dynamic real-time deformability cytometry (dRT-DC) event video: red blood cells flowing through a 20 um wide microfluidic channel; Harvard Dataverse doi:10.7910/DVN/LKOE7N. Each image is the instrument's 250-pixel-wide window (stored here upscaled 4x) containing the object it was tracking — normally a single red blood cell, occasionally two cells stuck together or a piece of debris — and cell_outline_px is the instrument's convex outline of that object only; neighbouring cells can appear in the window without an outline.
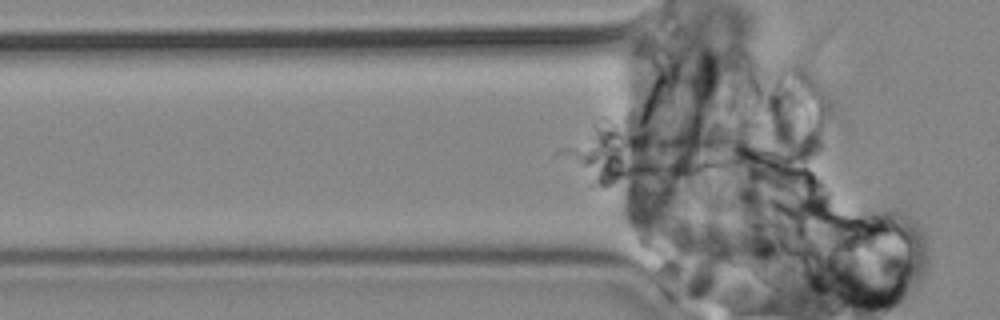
{"species": "common noctule bat (a hibernating species)", "species_latin": "Nyctalus noctula", "temperature_condition": "cold", "stored_images_in_passage": 39, "camera_frame_rate_fps": 3000, "um_per_image_px": 0.085, "animal": {"sex": "male", "body_mass_g": 19.2, "forearm_length_mm": 51.8}, "frame": {"image": 1, "passage_image": 39, "time_ms": 12.667, "image_size_px": [1000, 320], "cell_outline_px": [[748, 144], [744, 160], [732, 164], [684, 176], [624, 176], [620, 140], [624, 136], [640, 132], [676, 132], [732, 136], [744, 140]], "centroid_in_image_um": [57.67, 13.02], "position_along_channel_um": 68.1, "area_um2": 34.16}}